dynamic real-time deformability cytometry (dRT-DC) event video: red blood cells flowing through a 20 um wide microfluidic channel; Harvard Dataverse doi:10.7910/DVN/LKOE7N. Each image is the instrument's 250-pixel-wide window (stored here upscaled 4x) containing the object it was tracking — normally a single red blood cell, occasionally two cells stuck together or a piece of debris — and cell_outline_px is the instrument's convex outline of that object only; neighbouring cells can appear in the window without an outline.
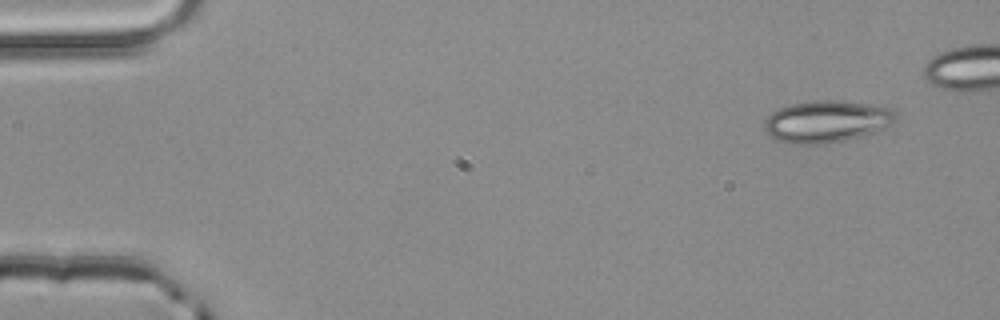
{"species": "common noctule bat (a hibernating species)", "species_latin": "Nyctalus noctula", "temperature_condition": "room temperature", "stored_images_in_passage": 4, "camera_frame_rate_fps": 3000, "um_per_image_px": 0.085, "animal": {"sex": "male", "body_mass_g": 20.4}, "frame": {"image": 1, "passage_image": 1, "time_ms": 0.0, "image_size_px": [1000, 320], "cell_outline_px": [[896, 116], [888, 124], [876, 132], [864, 136], [824, 144], [792, 144], [776, 140], [764, 128], [764, 120], [772, 112], [788, 104], [816, 100], [840, 100], [868, 104], [892, 108], [896, 112]], "centroid_in_image_um": [70.23, 10.32], "position_along_channel_um": 14.8, "area_um2": 32.08}}